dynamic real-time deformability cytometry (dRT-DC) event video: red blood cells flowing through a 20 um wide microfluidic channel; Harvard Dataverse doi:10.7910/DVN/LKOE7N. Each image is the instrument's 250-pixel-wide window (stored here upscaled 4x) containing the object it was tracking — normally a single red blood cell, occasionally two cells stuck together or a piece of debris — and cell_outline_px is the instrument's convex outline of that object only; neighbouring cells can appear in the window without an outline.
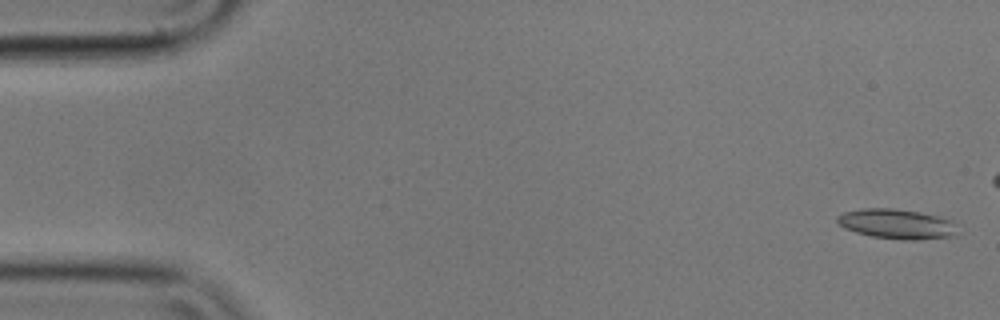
{"species": "common noctule bat (a hibernating species)", "species_latin": "Nyctalus noctula", "temperature_condition": "cold", "stored_images_in_passage": 52, "camera_frame_rate_fps": 3000, "um_per_image_px": 0.085, "animal": {"sex": "male", "body_mass_g": 17.9}, "frame": {"image": 1, "passage_image": 1, "time_ms": 0.0, "image_size_px": [1000, 320], "cell_outline_px": [[960, 232], [952, 236], [916, 240], [900, 240], [872, 236], [856, 232], [844, 228], [836, 220], [836, 216], [844, 212], [864, 208], [896, 208], [920, 212], [940, 216], [952, 220], [956, 224]], "centroid_in_image_um": [76.27, 19.03], "position_along_channel_um": 8.7, "area_um2": 21.21}}
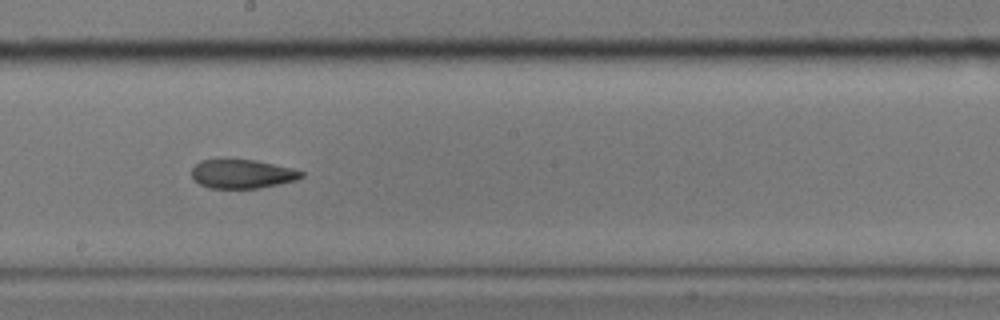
{"frame": {"image": 2, "passage_image": 29, "time_ms": 9.333, "image_size_px": [1000, 320], "cell_outline_px": [[304, 176], [296, 180], [256, 188], [208, 188], [200, 184], [192, 176], [192, 168], [200, 160], [256, 160], [296, 168], [304, 172]], "centroid_in_image_um": [20.62, 14.77], "position_along_channel_um": 227.6, "area_um2": 18.38}}
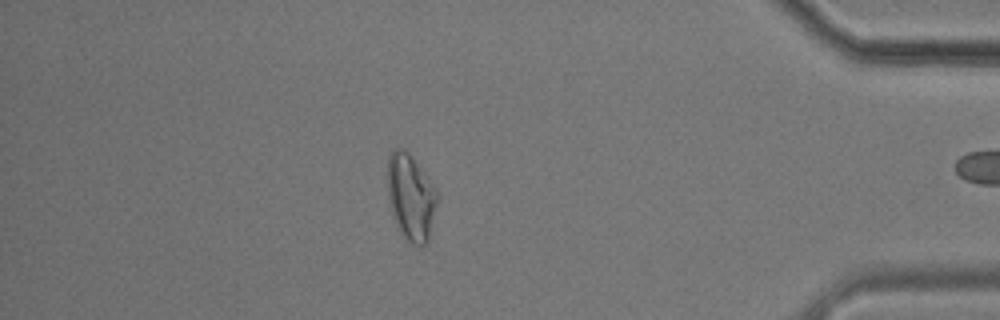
{"frame": {"image": 3, "passage_image": 47, "time_ms": 15.333, "image_size_px": [1000, 320], "cell_outline_px": [[440, 200], [428, 240], [424, 244], [412, 244], [400, 232], [396, 224], [388, 200], [388, 156], [392, 148], [404, 148], [408, 152], [440, 192]], "centroid_in_image_um": [34.96, 16.73], "position_along_channel_um": 400.2, "area_um2": 25.37}, "authors_computed_cell_mechanics": {"area_um2": 20.23, "velocity_mm_per_s": 3.557, "shape_relaxation_time_tau1_ms": null, "shape_relaxation_time_tau2_ms": 7.2901, "deformation_change_tau1": null, "deformation_change_tau2": 0.1446}}